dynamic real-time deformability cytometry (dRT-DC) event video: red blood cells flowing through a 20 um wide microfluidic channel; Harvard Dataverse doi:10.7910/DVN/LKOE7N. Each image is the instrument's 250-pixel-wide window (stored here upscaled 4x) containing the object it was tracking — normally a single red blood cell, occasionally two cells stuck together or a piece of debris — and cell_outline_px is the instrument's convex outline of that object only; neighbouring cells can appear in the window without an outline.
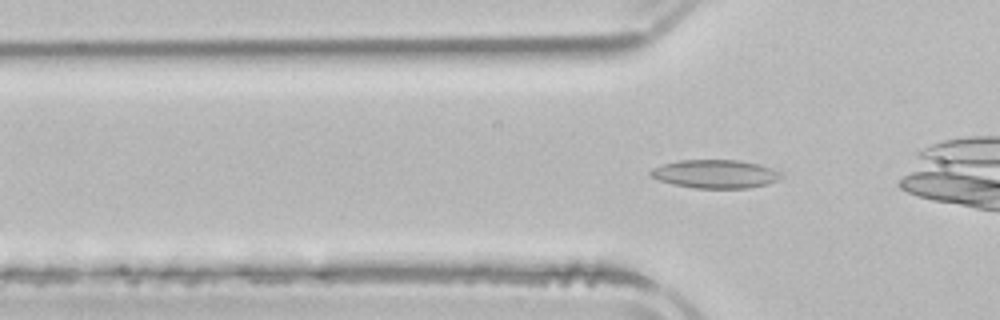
{"species": "common noctule bat (a hibernating species)", "species_latin": "Nyctalus noctula", "temperature_condition": "room temperature", "stored_images_in_passage": 4, "camera_frame_rate_fps": 3000, "um_per_image_px": 0.085, "animal": {"sex": "male", "body_mass_g": 21.5, "forearm_length_mm": 52.0}, "frame": {"image": 1, "passage_image": 4, "time_ms": 4.667, "image_size_px": [1000, 320], "cell_outline_px": [[784, 176], [768, 184], [748, 188], [696, 188], [672, 184], [660, 180], [652, 176], [648, 172], [652, 168], [664, 164], [680, 160], [740, 160], [760, 164], [772, 168], [780, 172]], "centroid_in_image_um": [60.83, 14.78], "position_along_channel_um": 65.0, "area_um2": 21.62}}